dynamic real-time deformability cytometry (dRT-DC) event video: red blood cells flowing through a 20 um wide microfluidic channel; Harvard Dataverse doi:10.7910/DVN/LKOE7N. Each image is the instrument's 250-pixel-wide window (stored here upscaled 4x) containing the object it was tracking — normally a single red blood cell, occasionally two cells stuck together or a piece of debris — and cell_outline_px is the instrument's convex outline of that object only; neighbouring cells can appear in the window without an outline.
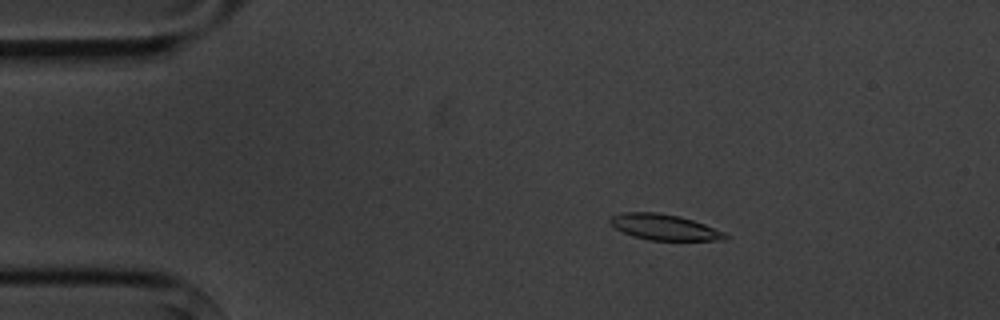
{"species": "common noctule bat (a hibernating species)", "species_latin": "Nyctalus noctula", "temperature_condition": "cold", "stored_images_in_passage": 6, "camera_frame_rate_fps": 3000, "um_per_image_px": 0.085, "animal": {"sex": "male", "body_mass_g": 20.1, "forearm_length_mm": 53.5}, "frame": {"image": 1, "passage_image": 3, "time_ms": 2.333, "image_size_px": [1000, 320], "cell_outline_px": [[728, 240], [648, 240], [632, 236], [608, 224], [608, 216], [624, 212], [656, 212], [680, 216], [704, 224], [724, 232], [728, 236]], "centroid_in_image_um": [56.41, 19.3], "position_along_channel_um": 28.6, "area_um2": 17.4}}
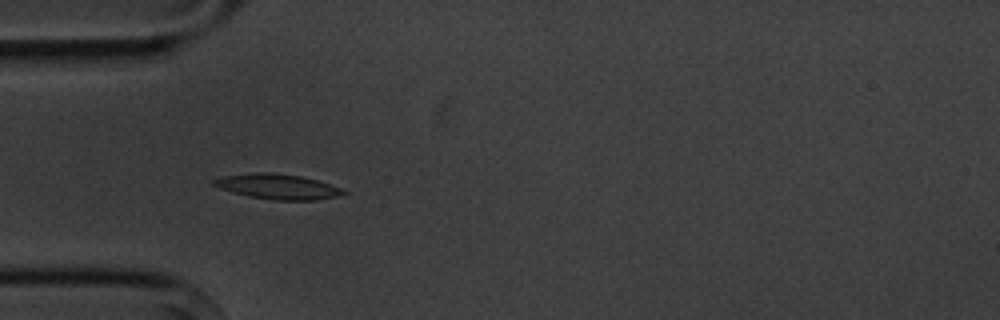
{"frame": {"image": 2, "passage_image": 5, "time_ms": 4.667, "image_size_px": [1000, 320], "cell_outline_px": [[348, 192], [336, 196], [316, 200], [276, 200], [248, 196], [232, 192], [220, 188], [212, 184], [212, 180], [220, 176], [256, 172], [268, 172], [300, 176], [316, 180], [340, 188]], "centroid_in_image_um": [23.54, 15.85], "position_along_channel_um": 61.5, "area_um2": 18.79}}
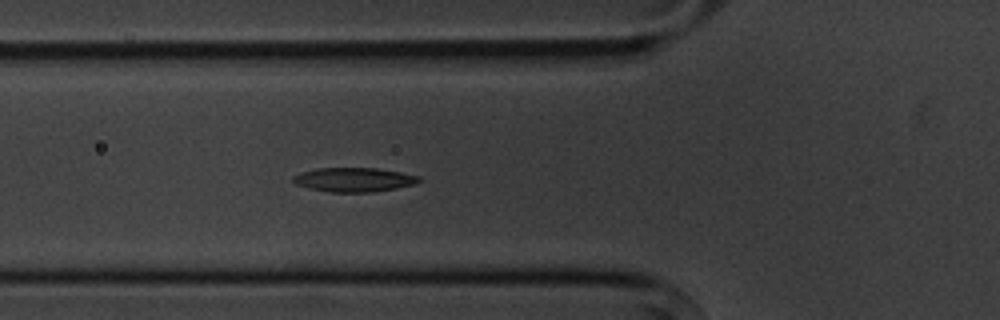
{"frame": {"image": 3, "passage_image": 6, "time_ms": 5.667, "image_size_px": [1000, 320], "cell_outline_px": [[424, 180], [416, 184], [396, 188], [372, 192], [328, 192], [308, 188], [296, 184], [292, 180], [292, 176], [300, 172], [316, 168], [376, 168], [400, 172], [420, 176]], "centroid_in_image_um": [30.09, 15.27], "position_along_channel_um": 95.7, "area_um2": 17.92}}